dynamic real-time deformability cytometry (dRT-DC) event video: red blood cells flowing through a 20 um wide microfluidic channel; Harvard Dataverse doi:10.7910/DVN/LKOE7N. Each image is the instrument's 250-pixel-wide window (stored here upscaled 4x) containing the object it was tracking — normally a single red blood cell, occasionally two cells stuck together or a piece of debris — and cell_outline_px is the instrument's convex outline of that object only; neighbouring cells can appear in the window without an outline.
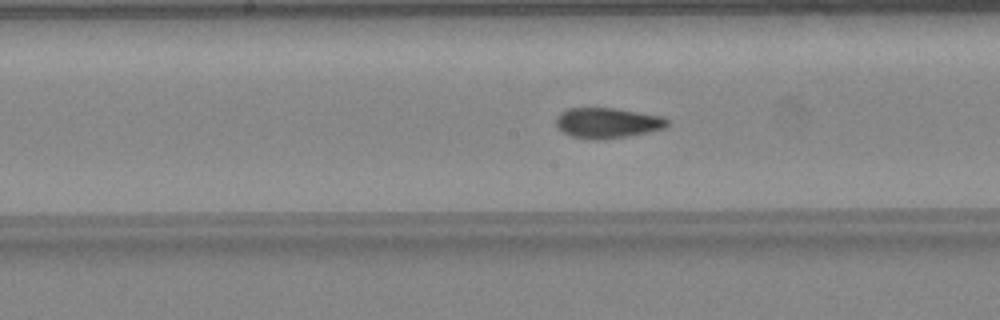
{"species": "common noctule bat (a hibernating species)", "species_latin": "Nyctalus noctula", "temperature_condition": "warm", "stored_images_in_passage": 37, "camera_frame_rate_fps": 3000, "um_per_image_px": 0.085, "animal": {"sex": "female", "body_mass_g": 24.6, "forearm_length_mm": 56.2}, "frame": {"image": 1, "passage_image": 14, "time_ms": 4.333, "image_size_px": [1000, 320], "cell_outline_px": [[668, 124], [664, 128], [648, 132], [628, 136], [596, 140], [592, 140], [572, 136], [556, 128], [556, 116], [560, 112], [568, 108], [616, 108], [664, 116], [668, 120]], "centroid_in_image_um": [51.61, 10.44], "position_along_channel_um": 196.6, "area_um2": 19.83}}
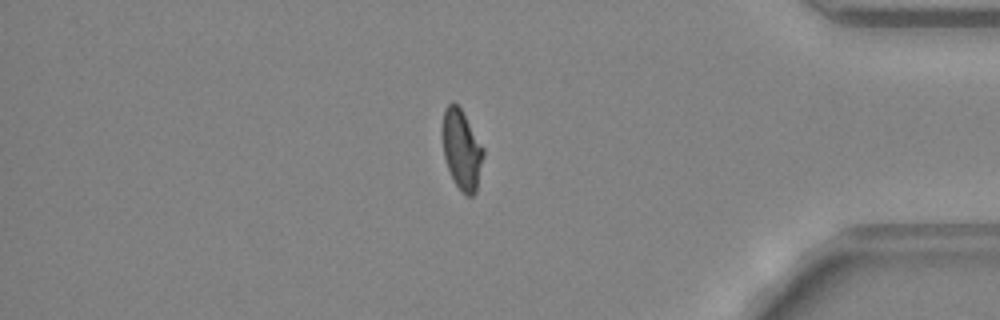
{"frame": {"image": 2, "passage_image": 30, "time_ms": 9.667, "image_size_px": [1000, 320], "cell_outline_px": [[484, 156], [476, 192], [472, 196], [468, 196], [456, 184], [448, 168], [444, 156], [440, 128], [444, 108], [452, 100], [460, 108], [484, 148]], "centroid_in_image_um": [39.22, 12.67], "position_along_channel_um": 396.0, "area_um2": 19.13}}
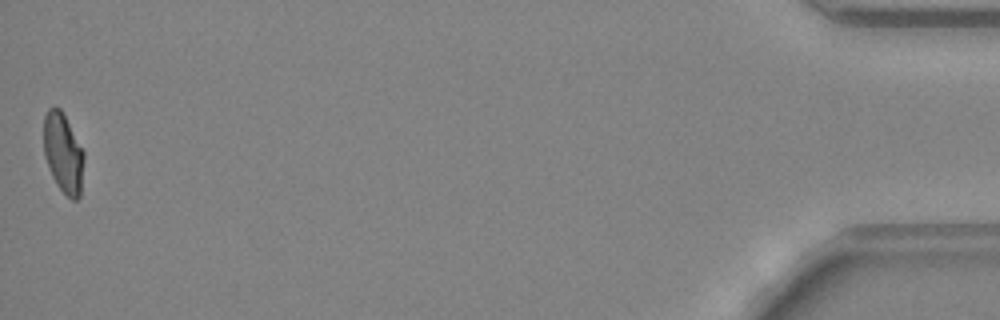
{"frame": {"image": 3, "passage_image": 37, "time_ms": 12.0, "image_size_px": [1000, 320], "cell_outline_px": [[84, 160], [80, 196], [76, 200], [72, 200], [56, 184], [52, 176], [44, 156], [44, 116], [48, 108], [60, 108], [84, 152]], "centroid_in_image_um": [5.37, 13.03], "position_along_channel_um": 429.8, "area_um2": 18.5}, "authors_computed_cell_mechanics": {"area_um2": 19.7098, "velocity_mm_per_s": 4.331, "shape_relaxation_time_tau1_ms": null, "shape_relaxation_time_tau2_ms": 2.4071, "deformation_change_tau1": null, "deformation_change_tau2": 0.0583}}